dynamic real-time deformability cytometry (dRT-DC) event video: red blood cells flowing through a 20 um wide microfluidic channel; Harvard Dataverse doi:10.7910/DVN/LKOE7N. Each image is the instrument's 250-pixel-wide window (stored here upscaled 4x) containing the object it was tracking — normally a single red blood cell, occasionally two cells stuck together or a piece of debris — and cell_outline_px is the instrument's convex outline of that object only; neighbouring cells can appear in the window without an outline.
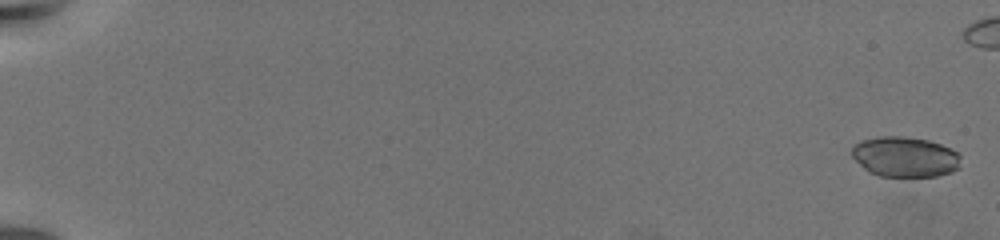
{"species": "common noctule bat (a hibernating species)", "species_latin": "Nyctalus noctula", "temperature_condition": "warm", "stored_images_in_passage": 12, "segment_of_instrument_passage": [1, 2], "camera_frame_rate_fps": 3000, "um_per_image_px": 0.085, "animal": {"sex": "female", "body_mass_g": 19.5, "forearm_length_mm": 54.1}, "frame": {"image": 1, "passage_image": 1, "time_ms": 0.0, "image_size_px": [1000, 240], "cell_outline_px": [[960, 168], [952, 172], [936, 176], [880, 176], [868, 172], [852, 156], [852, 144], [860, 140], [880, 136], [904, 136], [928, 140], [940, 144], [956, 152], [960, 156]], "centroid_in_image_um": [76.9, 13.33], "position_along_channel_um": 8.1, "area_um2": 25.66}}
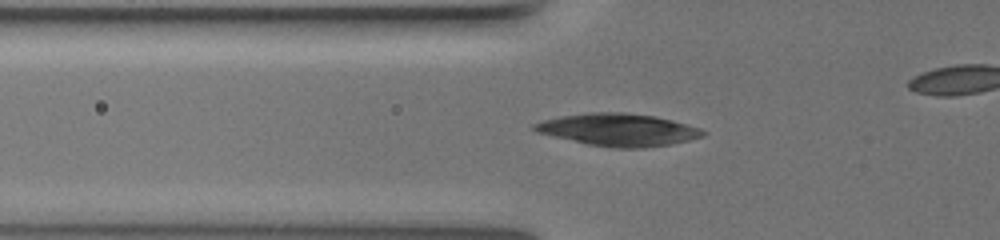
{"frame": {"image": 2, "passage_image": 10, "time_ms": 8.667, "image_size_px": [1000, 240], "cell_outline_px": [[708, 132], [704, 136], [672, 144], [644, 148], [612, 148], [588, 144], [536, 132], [532, 128], [532, 124], [544, 120], [560, 116], [592, 112], [624, 112], [652, 116], [672, 120], [700, 128]], "centroid_in_image_um": [52.57, 11.03], "position_along_channel_um": 73.2, "area_um2": 31.73}}